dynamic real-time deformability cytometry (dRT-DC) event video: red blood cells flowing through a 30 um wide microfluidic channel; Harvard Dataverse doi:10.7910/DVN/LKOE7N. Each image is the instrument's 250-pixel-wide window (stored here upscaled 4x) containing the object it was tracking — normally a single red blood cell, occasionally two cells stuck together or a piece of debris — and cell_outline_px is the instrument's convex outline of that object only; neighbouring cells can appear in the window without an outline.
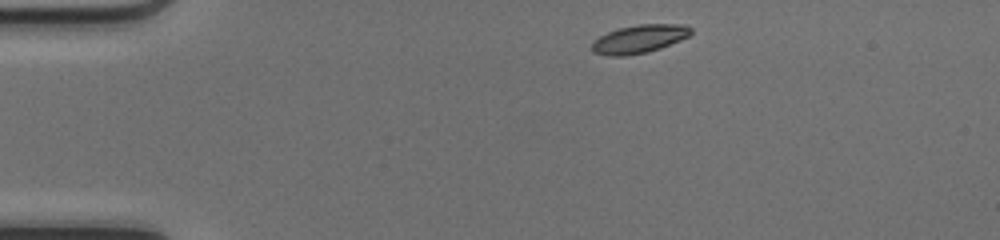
{"species": "common noctule bat (a hibernating species)", "species_latin": "Nyctalus noctula", "temperature_condition": "cold", "stored_images_in_passage": 41, "camera_frame_rate_fps": 3000, "um_per_image_px": 0.085, "animal": {"sex": "female", "body_mass_g": 17.0, "forearm_length_mm": 48.0}, "frame": {"image": 1, "passage_image": 1, "time_ms": 0.0, "image_size_px": [1000, 240], "cell_outline_px": [[692, 32], [688, 36], [680, 40], [660, 48], [648, 52], [624, 56], [608, 56], [592, 52], [592, 40], [608, 32], [620, 28], [640, 24], [684, 24], [692, 28]], "centroid_in_image_um": [54.32, 3.31], "position_along_channel_um": 30.7, "area_um2": 16.3}}
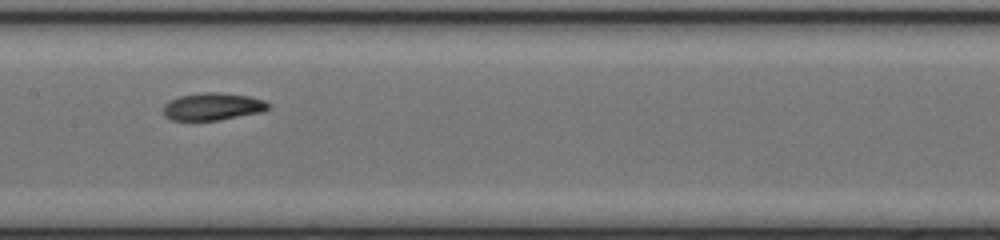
{"frame": {"image": 2, "passage_image": 17, "time_ms": 5.333, "image_size_px": [1000, 240], "cell_outline_px": [[268, 108], [260, 112], [220, 120], [172, 120], [164, 116], [164, 104], [168, 100], [180, 96], [200, 92], [220, 92], [248, 96], [264, 100], [268, 104]], "centroid_in_image_um": [18.03, 9.05], "position_along_channel_um": 189.4, "area_um2": 16.7}}
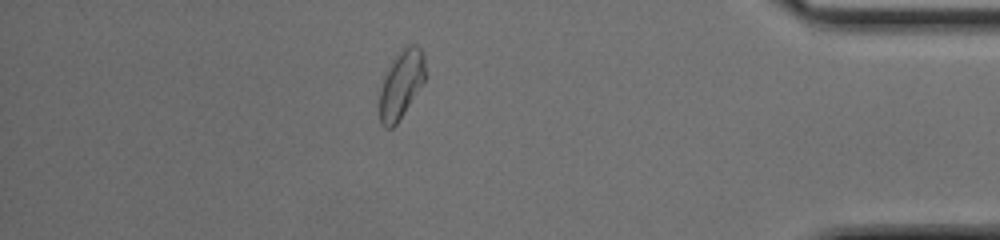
{"frame": {"image": 3, "passage_image": 35, "time_ms": 11.333, "image_size_px": [1000, 240], "cell_outline_px": [[424, 80], [396, 124], [392, 128], [384, 128], [380, 124], [380, 88], [384, 76], [388, 68], [396, 56], [408, 44], [416, 44], [420, 48], [424, 56]], "centroid_in_image_um": [34.07, 7.17], "position_along_channel_um": 401.1, "area_um2": 17.57}, "authors_computed_cell_mechanics": {"area_um2": 16.9932, "velocity_mm_per_s": 4.1684, "shape_relaxation_time_tau1_ms": 3.0071, "shape_relaxation_time_tau2_ms": 2.9843, "deformation_change_tau1": 0.1315, "deformation_change_tau2": 0.0719}}